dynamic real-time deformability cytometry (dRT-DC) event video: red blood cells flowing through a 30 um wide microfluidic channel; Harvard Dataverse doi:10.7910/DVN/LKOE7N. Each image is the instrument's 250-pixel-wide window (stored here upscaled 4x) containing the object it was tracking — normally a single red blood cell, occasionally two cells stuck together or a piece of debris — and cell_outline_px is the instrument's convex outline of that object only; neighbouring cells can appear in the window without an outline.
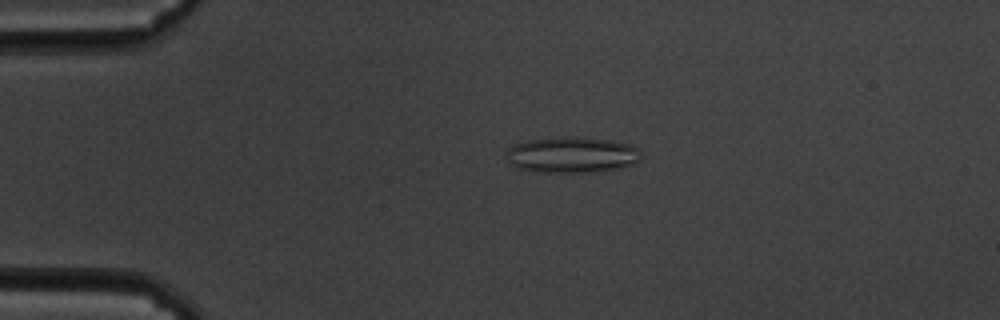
{"species": "common noctule bat (a hibernating species)", "species_latin": "Nyctalus noctula", "temperature_condition": "cold", "stored_images_in_passage": 53, "camera_frame_rate_fps": 3000, "um_per_image_px": 0.085, "animal": {"sex": "male", "body_mass_g": 19.5, "forearm_length_mm": 54.6}, "frame": {"image": 1, "passage_image": 8, "time_ms": 2.333, "image_size_px": [1000, 320], "cell_outline_px": [[640, 160], [632, 164], [604, 172], [544, 172], [516, 168], [508, 160], [508, 152], [516, 144], [528, 140], [572, 136], [612, 140], [628, 144], [636, 148], [640, 152]], "centroid_in_image_um": [48.66, 13.17], "position_along_channel_um": 36.3, "area_um2": 27.98}}
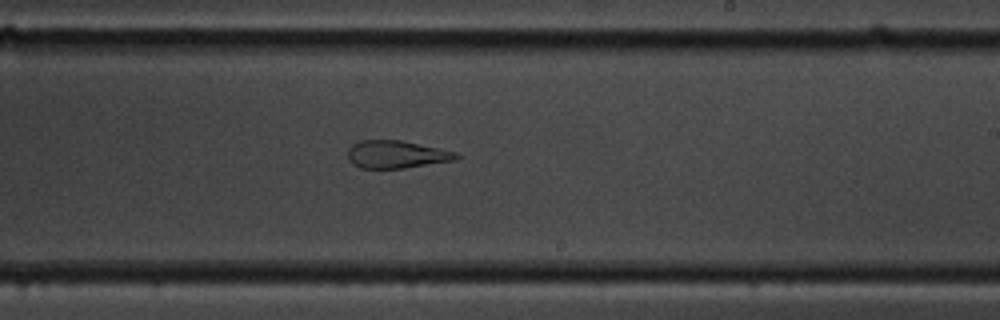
{"frame": {"image": 2, "passage_image": 30, "time_ms": 9.667, "image_size_px": [1000, 320], "cell_outline_px": [[460, 156], [456, 160], [404, 168], [360, 168], [352, 164], [348, 156], [348, 148], [352, 144], [360, 140], [400, 140], [456, 152]], "centroid_in_image_um": [33.67, 13.12], "position_along_channel_um": 255.3, "area_um2": 17.4}}
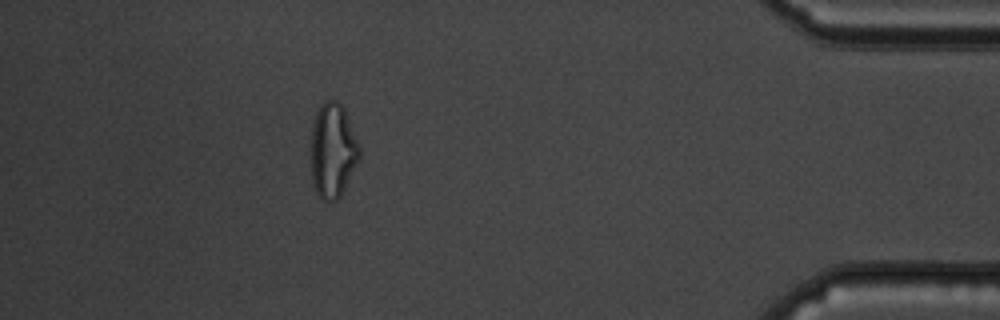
{"frame": {"image": 3, "passage_image": 47, "time_ms": 15.333, "image_size_px": [1000, 320], "cell_outline_px": [[360, 160], [344, 192], [336, 200], [324, 200], [316, 192], [312, 180], [312, 124], [316, 112], [320, 104], [324, 100], [336, 100], [344, 108], [360, 144]], "centroid_in_image_um": [28.32, 12.78], "position_along_channel_um": 406.9, "area_um2": 26.99}, "authors_computed_cell_mechanics": {"area_um2": 25.721, "velocity_mm_per_s": 3.4978, "shape_relaxation_time_tau1_ms": null, "shape_relaxation_time_tau2_ms": 2.1018, "deformation_change_tau1": null, "deformation_change_tau2": 0.0947}}